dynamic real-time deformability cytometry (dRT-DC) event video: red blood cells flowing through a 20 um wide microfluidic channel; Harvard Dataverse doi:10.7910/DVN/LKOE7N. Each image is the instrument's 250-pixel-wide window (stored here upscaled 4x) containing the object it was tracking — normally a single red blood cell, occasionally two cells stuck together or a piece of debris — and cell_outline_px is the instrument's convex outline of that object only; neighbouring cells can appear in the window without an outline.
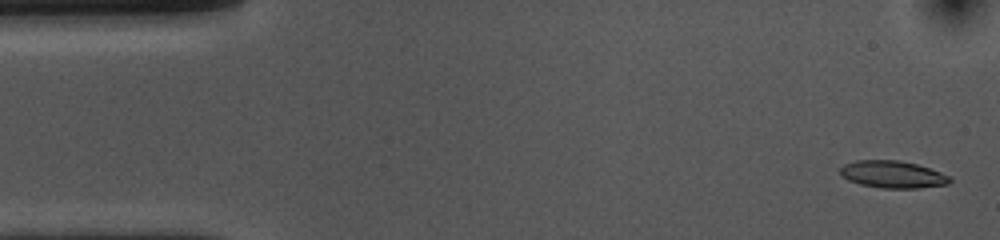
{"species": "common noctule bat (a hibernating species)", "species_latin": "Nyctalus noctula", "temperature_condition": "cold", "stored_images_in_passage": 53, "camera_frame_rate_fps": 3000, "um_per_image_px": 0.085, "animal": {"sex": "female", "body_mass_g": 10.0, "forearm_length_mm": 53.1}, "frame": {"image": 1, "passage_image": 2, "time_ms": 0.333, "image_size_px": [1000, 240], "cell_outline_px": [[952, 180], [948, 184], [920, 188], [880, 188], [860, 184], [848, 180], [840, 176], [840, 168], [844, 164], [856, 160], [900, 160], [916, 164], [940, 172], [948, 176]], "centroid_in_image_um": [75.84, 14.82], "position_along_channel_um": 9.2, "area_um2": 17.4}}
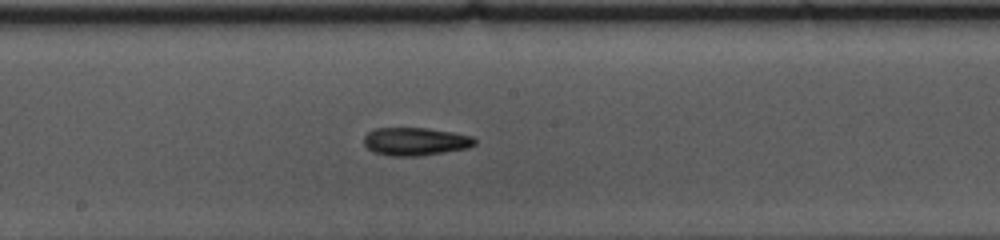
{"frame": {"image": 2, "passage_image": 27, "time_ms": 8.667, "image_size_px": [1000, 240], "cell_outline_px": [[476, 144], [468, 148], [420, 156], [388, 156], [372, 152], [364, 144], [364, 136], [368, 132], [376, 128], [428, 128], [452, 132], [472, 136], [476, 140]], "centroid_in_image_um": [35.3, 12.03], "position_along_channel_um": 212.9, "area_um2": 18.21}}
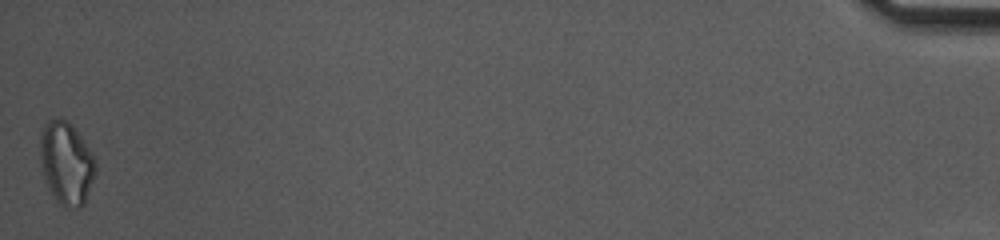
{"frame": {"image": 3, "passage_image": 53, "time_ms": 17.333, "image_size_px": [1000, 240], "cell_outline_px": [[96, 172], [84, 204], [80, 208], [64, 208], [56, 200], [48, 188], [44, 176], [40, 160], [40, 136], [44, 124], [48, 120], [64, 120], [72, 124], [92, 152], [96, 160]], "centroid_in_image_um": [5.65, 13.89], "position_along_channel_um": 429.5, "area_um2": 26.76}, "authors_computed_cell_mechanics": {"area_um2": 18.0914, "velocity_mm_per_s": 3.6833, "shape_relaxation_time_tau1_ms": 5.5025, "shape_relaxation_time_tau2_ms": 8.0534, "deformation_change_tau1": 0.1362, "deformation_change_tau2": 0.1748}}